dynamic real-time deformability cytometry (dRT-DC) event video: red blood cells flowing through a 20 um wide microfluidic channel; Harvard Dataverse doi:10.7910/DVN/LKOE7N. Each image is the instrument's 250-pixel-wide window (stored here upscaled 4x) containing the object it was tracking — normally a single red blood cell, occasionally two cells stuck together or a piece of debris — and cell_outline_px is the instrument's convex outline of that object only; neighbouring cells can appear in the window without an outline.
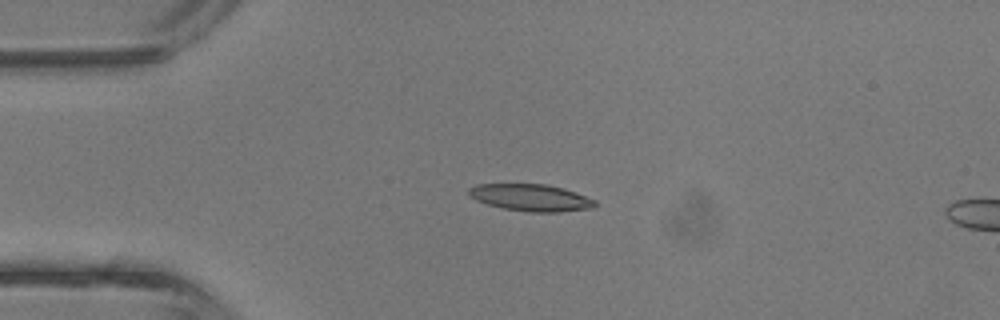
{"species": "common noctule bat (a hibernating species)", "species_latin": "Nyctalus noctula", "temperature_condition": "room temperature", "stored_images_in_passage": 4, "camera_frame_rate_fps": 3000, "um_per_image_px": 0.085, "animal": {"sex": "male", "body_mass_g": 13.3}, "frame": {"image": 1, "passage_image": 1, "time_ms": 0.0, "image_size_px": [1000, 320], "cell_outline_px": [[596, 204], [592, 208], [560, 212], [528, 212], [504, 208], [488, 204], [476, 200], [468, 196], [468, 188], [476, 184], [548, 184], [564, 188], [576, 192], [596, 200]], "centroid_in_image_um": [45.12, 16.79], "position_along_channel_um": 39.9, "area_um2": 19.94}}